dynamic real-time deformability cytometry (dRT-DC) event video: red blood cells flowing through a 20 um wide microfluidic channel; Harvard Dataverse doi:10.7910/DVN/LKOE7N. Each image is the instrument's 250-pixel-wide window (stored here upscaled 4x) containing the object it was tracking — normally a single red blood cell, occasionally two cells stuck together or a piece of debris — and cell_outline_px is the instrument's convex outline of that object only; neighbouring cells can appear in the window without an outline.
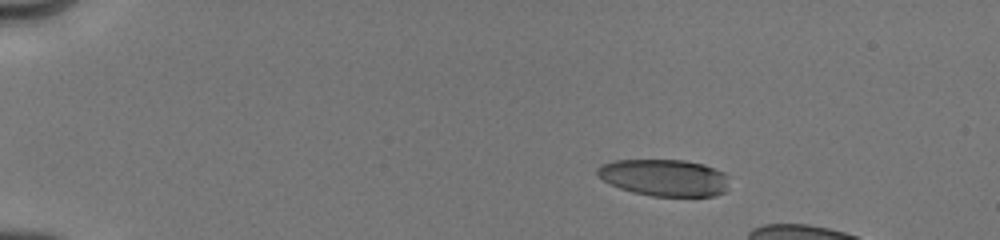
{"species": "human", "species_latin": "Homo sapiens", "temperature_condition": "cold", "stored_images_in_passage": 14, "camera_frame_rate_fps": 3000, "um_per_image_px": 0.085, "donor": {"sex": "male"}, "frame": {"image": 1, "passage_image": 1, "time_ms": 0.0, "image_size_px": [1000, 240], "cell_outline_px": [[732, 176], [728, 188], [724, 192], [712, 196], [652, 196], [632, 192], [608, 184], [596, 172], [596, 168], [600, 164], [616, 160], [684, 160], [704, 164], [724, 172]], "centroid_in_image_um": [56.52, 15.1], "position_along_channel_um": 28.5, "area_um2": 28.73}}
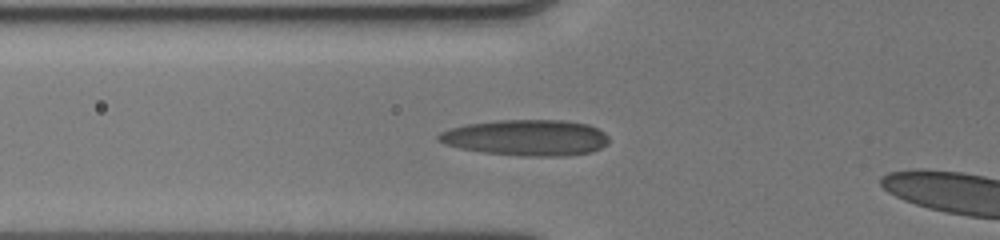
{"frame": {"image": 2, "passage_image": 11, "time_ms": 3.667, "image_size_px": [1000, 240], "cell_outline_px": [[608, 144], [592, 152], [564, 156], [524, 156], [480, 152], [460, 148], [444, 144], [436, 140], [436, 136], [440, 132], [452, 128], [468, 124], [496, 120], [564, 120], [588, 124], [604, 132], [608, 136]], "centroid_in_image_um": [44.73, 11.7], "position_along_channel_um": 81.1, "area_um2": 35.89}}